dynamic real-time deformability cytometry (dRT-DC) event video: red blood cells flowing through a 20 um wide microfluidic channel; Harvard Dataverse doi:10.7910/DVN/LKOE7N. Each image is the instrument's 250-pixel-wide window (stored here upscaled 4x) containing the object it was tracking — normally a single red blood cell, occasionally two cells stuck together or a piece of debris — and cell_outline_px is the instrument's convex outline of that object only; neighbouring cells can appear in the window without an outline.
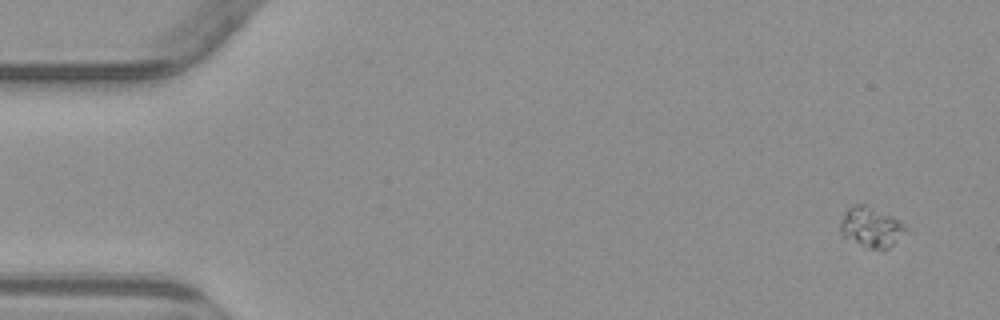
{"species": "common noctule bat (a hibernating species)", "species_latin": "Nyctalus noctula", "temperature_condition": "warm", "stored_images_in_passage": 6, "camera_frame_rate_fps": 3000, "um_per_image_px": 0.085, "animal": {"sex": "male", "body_mass_g": 23.1, "forearm_length_mm": 52.7}, "frame": {"image": 1, "passage_image": 1, "time_ms": 0.0, "image_size_px": [1000, 320], "cell_outline_px": [[908, 232], [884, 252], [860, 244], [844, 236], [840, 232], [840, 220], [844, 212], [848, 208], [856, 204], [864, 204], [892, 216]], "centroid_in_image_um": [74.03, 19.33], "position_along_channel_um": 11.0, "area_um2": 15.09}}
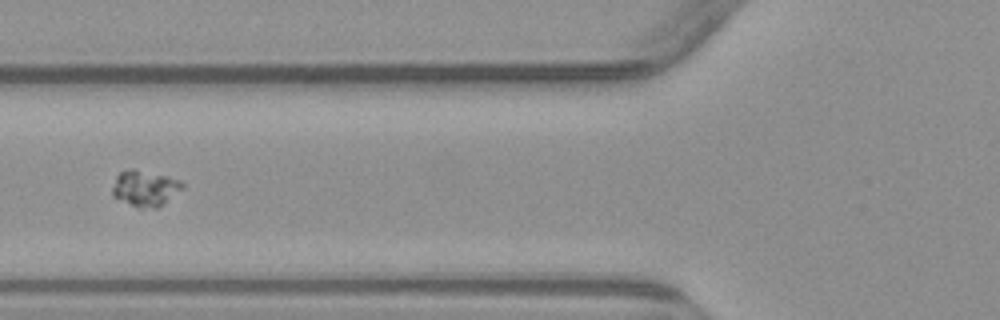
{"frame": {"image": 2, "passage_image": 6, "time_ms": 6.0, "image_size_px": [1000, 320], "cell_outline_px": [[184, 188], [156, 208], [136, 208], [112, 196], [112, 188], [116, 176], [120, 172], [132, 168], [180, 180], [184, 184]], "centroid_in_image_um": [12.3, 16.02], "position_along_channel_um": 113.5, "area_um2": 14.51}}